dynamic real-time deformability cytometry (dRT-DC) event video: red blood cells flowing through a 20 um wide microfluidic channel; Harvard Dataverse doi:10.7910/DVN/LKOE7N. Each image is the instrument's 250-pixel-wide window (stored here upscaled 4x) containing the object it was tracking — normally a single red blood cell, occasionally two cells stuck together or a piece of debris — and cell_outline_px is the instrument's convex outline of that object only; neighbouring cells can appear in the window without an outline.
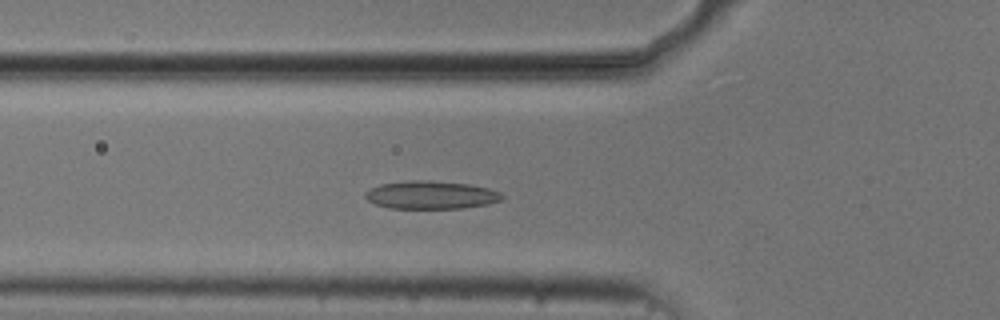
{"species": "common noctule bat (a hibernating species)", "species_latin": "Nyctalus noctula", "temperature_condition": "cold", "stored_images_in_passage": 53, "camera_frame_rate_fps": 3000, "um_per_image_px": 0.085, "animal": {"sex": "male", "body_mass_g": 20.5, "forearm_length_mm": 52.5}, "frame": {"image": 1, "passage_image": 18, "time_ms": 5.667, "image_size_px": [1000, 320], "cell_outline_px": [[504, 196], [500, 200], [488, 204], [464, 208], [388, 208], [376, 204], [368, 200], [364, 196], [364, 192], [380, 184], [408, 180], [428, 180], [468, 184], [488, 188], [500, 192]], "centroid_in_image_um": [36.62, 16.57], "position_along_channel_um": 89.2, "area_um2": 22.31}}
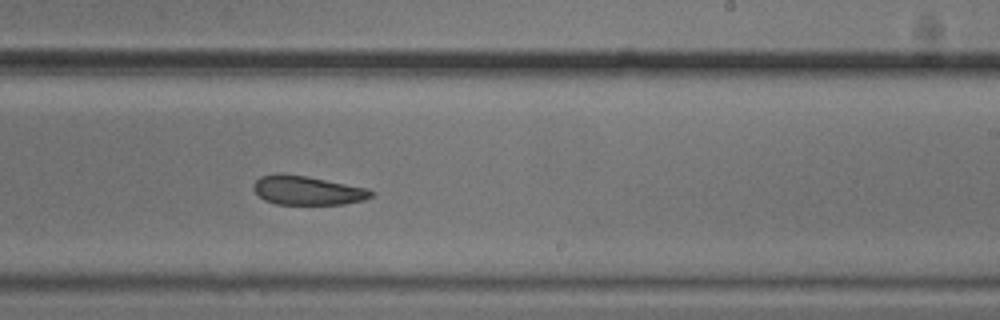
{"frame": {"image": 2, "passage_image": 32, "time_ms": 10.333, "image_size_px": [1000, 320], "cell_outline_px": [[376, 192], [372, 196], [364, 200], [344, 204], [276, 204], [264, 200], [252, 188], [252, 184], [260, 176], [276, 172], [284, 172], [364, 188]], "centroid_in_image_um": [26.05, 16.18], "position_along_channel_um": 262.9, "area_um2": 19.83}}
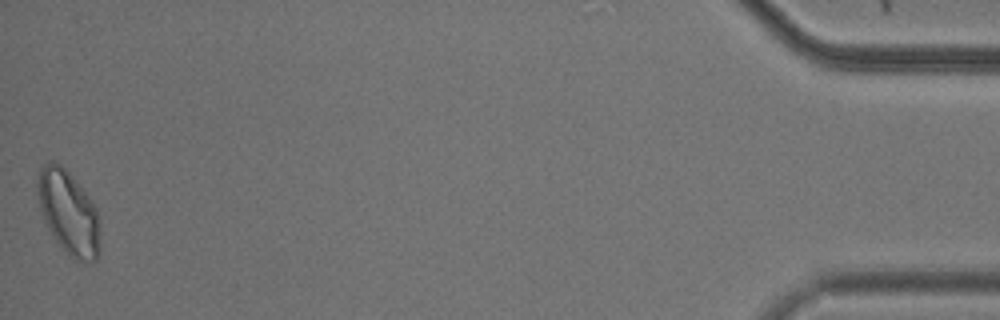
{"frame": {"image": 3, "passage_image": 53, "time_ms": 17.333, "image_size_px": [1000, 320], "cell_outline_px": [[100, 252], [96, 260], [92, 264], [84, 264], [72, 260], [52, 236], [44, 220], [40, 208], [36, 192], [36, 184], [40, 168], [48, 160], [52, 160], [60, 164], [68, 172], [88, 196], [96, 208], [100, 224]], "centroid_in_image_um": [5.83, 18.13], "position_along_channel_um": 429.4, "area_um2": 31.15}, "authors_computed_cell_mechanics": {"area_um2": 22.0796, "velocity_mm_per_s": 3.71, "shape_relaxation_time_tau1_ms": 5.4828, "shape_relaxation_time_tau2_ms": 3.8807, "deformation_change_tau1": 0.1388, "deformation_change_tau2": 0.1114}}